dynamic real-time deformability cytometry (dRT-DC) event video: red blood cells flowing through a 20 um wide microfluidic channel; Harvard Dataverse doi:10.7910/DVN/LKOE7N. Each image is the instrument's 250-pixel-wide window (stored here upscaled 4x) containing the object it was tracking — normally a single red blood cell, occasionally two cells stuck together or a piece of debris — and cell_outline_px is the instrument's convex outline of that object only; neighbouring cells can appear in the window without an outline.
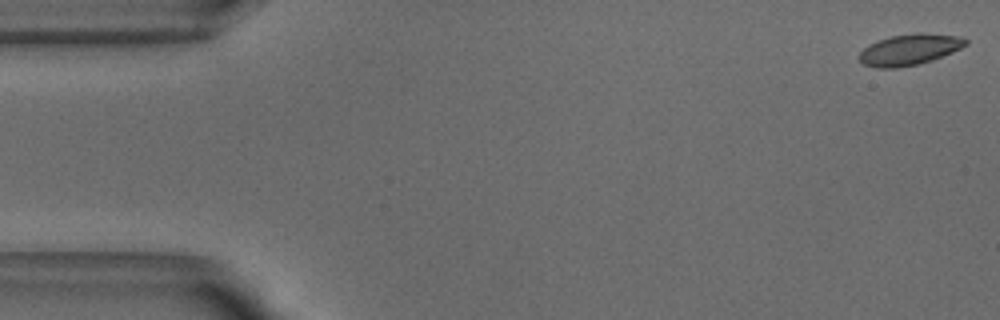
{"species": "common noctule bat (a hibernating species)", "species_latin": "Nyctalus noctula", "temperature_condition": "warm", "stored_images_in_passage": 40, "camera_frame_rate_fps": 3000, "um_per_image_px": 0.085, "animal": {"sex": "male", "body_mass_g": 18.8}, "frame": {"image": 1, "passage_image": 1, "time_ms": 0.0, "image_size_px": [1000, 320], "cell_outline_px": [[968, 44], [952, 52], [932, 60], [916, 64], [896, 68], [876, 68], [864, 64], [860, 60], [860, 52], [868, 44], [892, 36], [916, 32], [924, 32], [964, 36], [968, 40]], "centroid_in_image_um": [77.35, 4.19], "position_along_channel_um": 7.6, "area_um2": 19.31}}
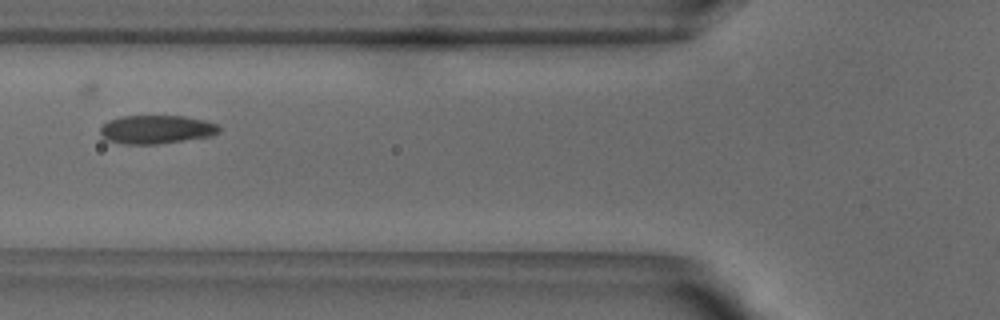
{"frame": {"image": 2, "passage_image": 19, "time_ms": 6.0, "image_size_px": [1000, 320], "cell_outline_px": [[220, 132], [212, 136], [156, 144], [124, 144], [104, 140], [100, 136], [100, 128], [108, 120], [120, 116], [184, 116], [204, 120], [220, 124]], "centroid_in_image_um": [13.28, 11.0], "position_along_channel_um": 112.5, "area_um2": 20.0}}
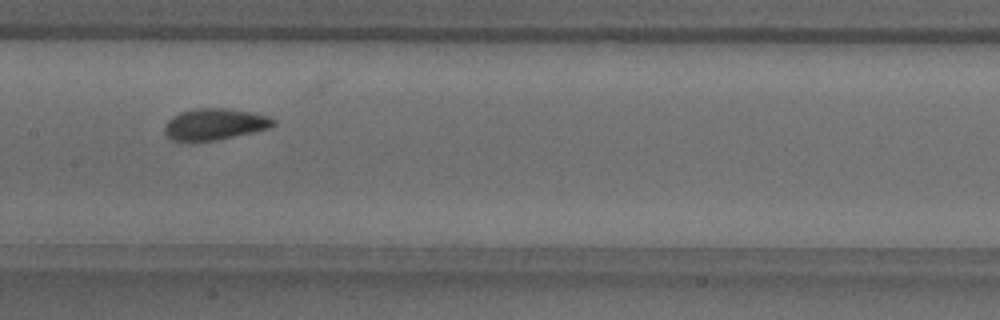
{"frame": {"image": 3, "passage_image": 25, "time_ms": 8.0, "image_size_px": [1000, 320], "cell_outline_px": [[276, 124], [272, 128], [256, 132], [216, 140], [172, 140], [164, 132], [164, 124], [172, 116], [180, 112], [196, 108], [228, 108], [252, 112], [268, 116], [276, 120]], "centroid_in_image_um": [18.3, 10.54], "position_along_channel_um": 189.1, "area_um2": 20.06}}